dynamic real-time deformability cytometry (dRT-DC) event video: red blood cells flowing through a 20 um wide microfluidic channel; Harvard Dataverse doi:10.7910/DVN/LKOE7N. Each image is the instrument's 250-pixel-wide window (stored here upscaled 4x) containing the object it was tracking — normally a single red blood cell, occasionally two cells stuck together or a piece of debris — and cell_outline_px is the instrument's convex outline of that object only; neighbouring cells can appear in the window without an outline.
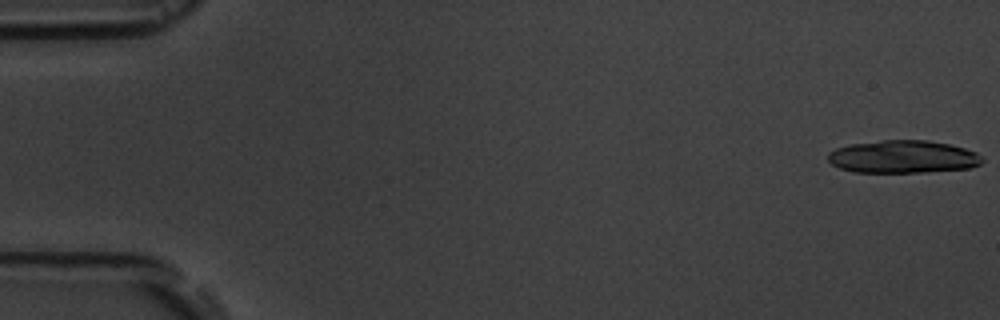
{"species": "common noctule bat (a hibernating species)", "species_latin": "Nyctalus noctula", "temperature_condition": "room temperature", "stored_images_in_passage": 3, "segment_of_instrument_passage": [2, 2], "camera_frame_rate_fps": 3000, "um_per_image_px": 0.085, "animal": {"sex": "male", "body_mass_g": 19.5, "forearm_length_mm": 54.6}, "frame": {"image": 1, "passage_image": 3, "time_ms": 2.333, "image_size_px": [1000, 320], "cell_outline_px": [[984, 160], [980, 164], [972, 168], [928, 172], [852, 172], [840, 168], [832, 164], [828, 160], [828, 152], [836, 148], [852, 144], [880, 140], [928, 140], [948, 144], [964, 148], [976, 152]], "centroid_in_image_um": [76.76, 13.33], "position_along_channel_um": 8.2, "area_um2": 29.54}}